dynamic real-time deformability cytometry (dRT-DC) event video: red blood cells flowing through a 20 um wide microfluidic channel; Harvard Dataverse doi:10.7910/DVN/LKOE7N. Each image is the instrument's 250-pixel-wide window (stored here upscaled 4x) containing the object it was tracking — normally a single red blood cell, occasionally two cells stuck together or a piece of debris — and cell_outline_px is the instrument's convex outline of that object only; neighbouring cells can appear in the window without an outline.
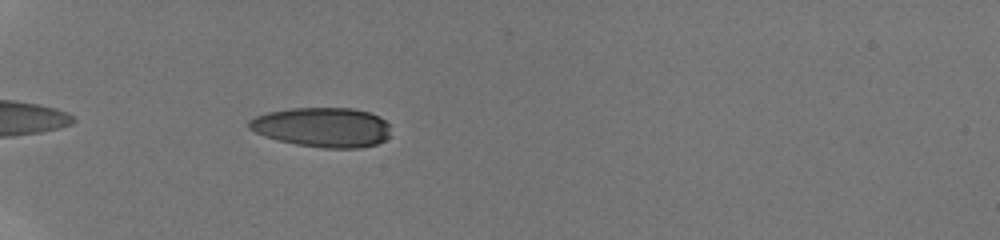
{"species": "human", "species_latin": "Homo sapiens", "temperature_condition": "room temperature", "stored_images_in_passage": 26, "camera_frame_rate_fps": 3000, "um_per_image_px": 0.085, "donor": {"sex": "male"}, "frame": {"image": 1, "passage_image": 2, "time_ms": 0.667, "image_size_px": [1000, 240], "cell_outline_px": [[388, 136], [384, 140], [376, 144], [360, 148], [324, 148], [296, 144], [264, 136], [248, 128], [248, 120], [256, 116], [268, 112], [292, 108], [352, 108], [368, 112], [380, 116], [388, 124]], "centroid_in_image_um": [27.39, 10.81], "position_along_channel_um": 57.6, "area_um2": 32.6}}
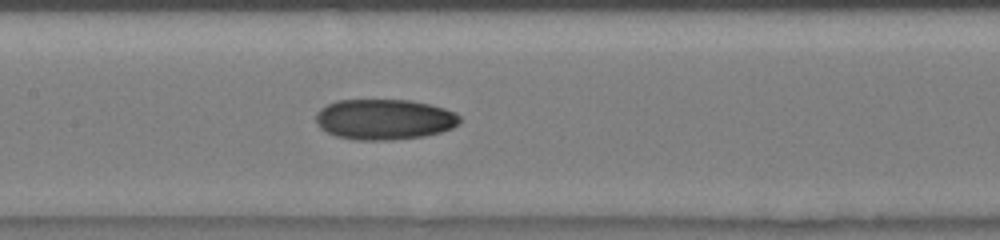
{"frame": {"image": 2, "passage_image": 9, "time_ms": 4.333, "image_size_px": [1000, 240], "cell_outline_px": [[460, 124], [452, 128], [440, 132], [424, 136], [392, 140], [356, 140], [336, 136], [320, 128], [316, 124], [316, 112], [320, 108], [336, 100], [408, 100], [428, 104], [444, 108], [456, 112], [460, 116]], "centroid_in_image_um": [32.66, 10.15], "position_along_channel_um": 174.7, "area_um2": 34.16}}
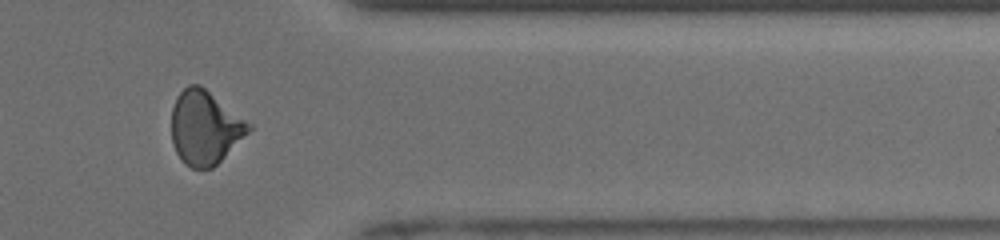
{"frame": {"image": 3, "passage_image": 20, "time_ms": 10.0, "image_size_px": [1000, 240], "cell_outline_px": [[252, 128], [212, 168], [192, 168], [184, 164], [176, 152], [172, 144], [172, 108], [176, 96], [188, 84], [200, 84], [252, 124]], "centroid_in_image_um": [17.39, 10.82], "position_along_channel_um": 394.0, "area_um2": 32.95}, "authors_computed_cell_mechanics": {"area_um2": 32.946, "velocity_mm_per_s": 3.969, "shape_relaxation_time_tau1_ms": 9.8165, "shape_relaxation_time_tau2_ms": 3.295, "deformation_change_tau1": 0.2256, "deformation_change_tau2": 0.0828}}